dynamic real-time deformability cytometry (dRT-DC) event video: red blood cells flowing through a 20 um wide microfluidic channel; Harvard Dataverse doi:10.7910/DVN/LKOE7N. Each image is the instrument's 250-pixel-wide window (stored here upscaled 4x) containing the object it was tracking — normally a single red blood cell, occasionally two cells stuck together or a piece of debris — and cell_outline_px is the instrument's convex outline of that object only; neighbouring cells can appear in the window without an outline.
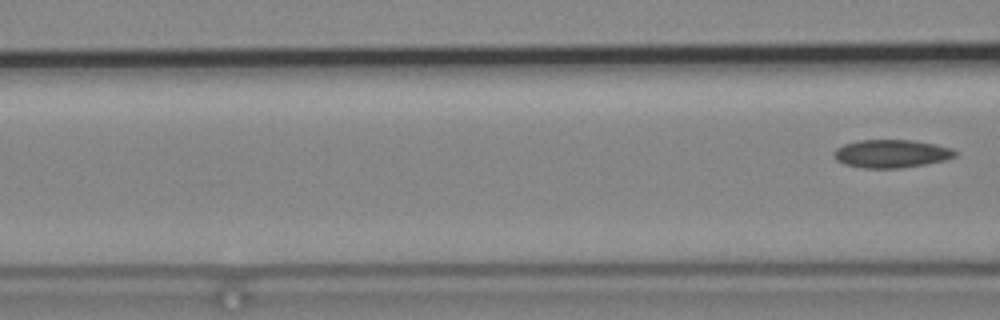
{"species": "common noctule bat (a hibernating species)", "species_latin": "Nyctalus noctula", "temperature_condition": "cold", "stored_images_in_passage": 7, "segment_of_instrument_passage": [2, 2], "camera_frame_rate_fps": 3000, "um_per_image_px": 0.085, "animal": {"sex": "male", "body_mass_g": 19.2, "forearm_length_mm": 51.8}, "frame": {"image": 1, "passage_image": 7, "time_ms": 2.0, "image_size_px": [1000, 320], "cell_outline_px": [[956, 156], [944, 160], [904, 168], [860, 168], [844, 164], [836, 160], [832, 156], [832, 152], [836, 148], [844, 144], [860, 140], [912, 140], [936, 144], [952, 148], [956, 152]], "centroid_in_image_um": [75.72, 13.06], "position_along_channel_um": 90.9, "area_um2": 20.0}}